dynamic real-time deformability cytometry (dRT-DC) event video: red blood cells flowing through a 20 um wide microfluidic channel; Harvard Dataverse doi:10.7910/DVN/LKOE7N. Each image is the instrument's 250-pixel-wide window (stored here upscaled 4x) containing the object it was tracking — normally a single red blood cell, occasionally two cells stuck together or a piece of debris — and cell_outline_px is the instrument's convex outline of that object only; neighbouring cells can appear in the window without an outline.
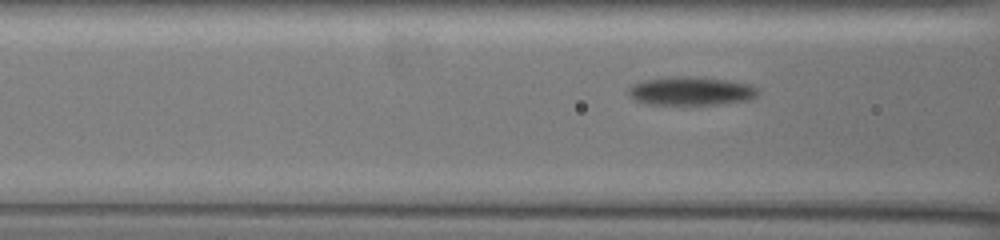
{"species": "common noctule bat (a hibernating species)", "species_latin": "Nyctalus noctula", "temperature_condition": "warm", "stored_images_in_passage": 30, "camera_frame_rate_fps": 3000, "um_per_image_px": 0.085, "animal": {"sex": "female", "body_mass_g": 19.5, "forearm_length_mm": 54.1}, "frame": {"image": 1, "passage_image": 5, "time_ms": 1.333, "image_size_px": [1000, 240], "cell_outline_px": [[756, 96], [740, 100], [716, 104], [648, 104], [636, 100], [628, 92], [628, 88], [644, 80], [724, 80], [744, 84], [756, 88]], "centroid_in_image_um": [58.68, 7.81], "position_along_channel_um": 107.9, "area_um2": 19.25}}
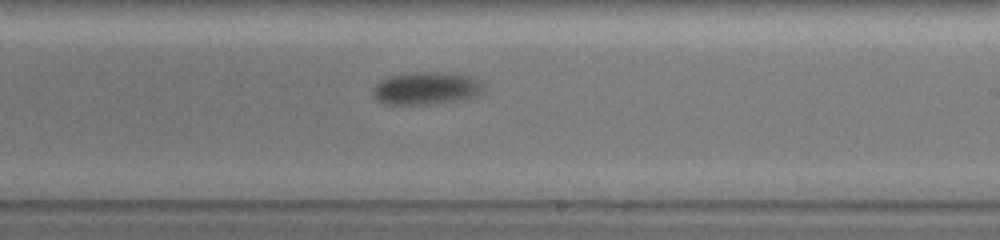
{"frame": {"image": 2, "passage_image": 18, "time_ms": 5.667, "image_size_px": [1000, 240], "cell_outline_px": [[480, 88], [476, 92], [468, 96], [456, 100], [428, 104], [384, 104], [376, 100], [376, 84], [392, 76], [412, 72], [448, 72], [468, 76], [476, 80]], "centroid_in_image_um": [36.13, 7.49], "position_along_channel_um": 252.9, "area_um2": 19.83}}
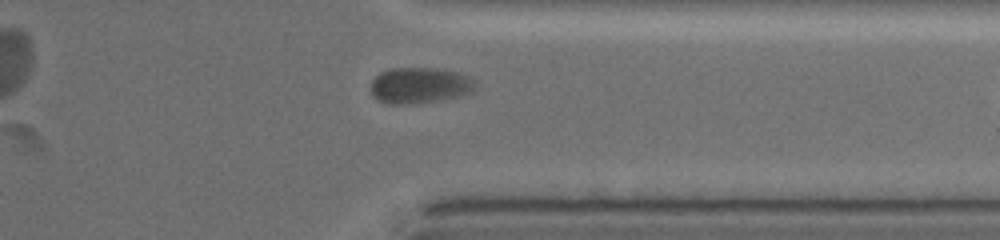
{"frame": {"image": 3, "passage_image": 29, "time_ms": 9.333, "image_size_px": [1000, 240], "cell_outline_px": [[472, 88], [468, 92], [456, 96], [436, 100], [404, 104], [392, 104], [380, 100], [372, 92], [372, 80], [380, 72], [392, 68], [436, 68], [456, 72], [472, 80]], "centroid_in_image_um": [35.59, 7.23], "position_along_channel_um": 375.8, "area_um2": 20.92}}